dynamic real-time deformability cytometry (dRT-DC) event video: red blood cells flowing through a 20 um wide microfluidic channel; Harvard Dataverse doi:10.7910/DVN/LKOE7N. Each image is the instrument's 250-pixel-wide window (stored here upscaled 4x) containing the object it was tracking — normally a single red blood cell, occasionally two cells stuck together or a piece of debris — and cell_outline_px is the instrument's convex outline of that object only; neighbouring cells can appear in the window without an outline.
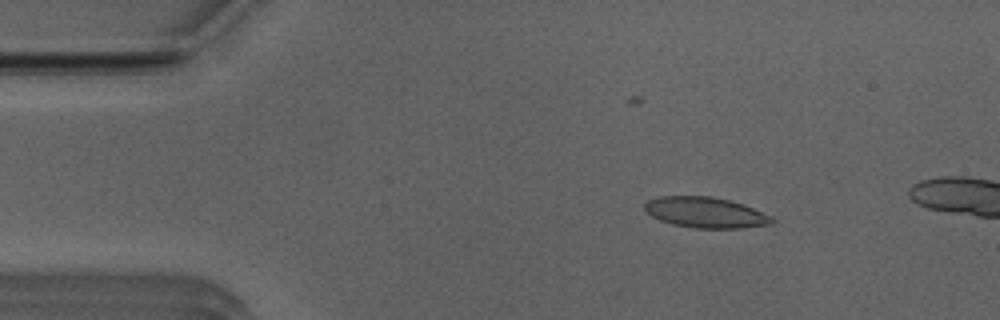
{"species": "Egyptian fruit bat (a non-hibernating species)", "species_latin": "Rousettus aegyptiacus", "temperature_condition": "room temperature", "stored_images_in_passage": 12, "camera_frame_rate_fps": 3000, "um_per_image_px": 0.085, "animal": {"sex": "male"}, "frame": {"image": 1, "passage_image": 6, "time_ms": 1.667, "image_size_px": [1000, 320], "cell_outline_px": [[776, 220], [772, 224], [740, 228], [696, 228], [672, 224], [660, 220], [652, 216], [644, 208], [644, 204], [648, 200], [660, 196], [708, 196], [728, 200], [744, 204], [772, 216]], "centroid_in_image_um": [59.99, 18.06], "position_along_channel_um": 25.0, "area_um2": 22.72}}